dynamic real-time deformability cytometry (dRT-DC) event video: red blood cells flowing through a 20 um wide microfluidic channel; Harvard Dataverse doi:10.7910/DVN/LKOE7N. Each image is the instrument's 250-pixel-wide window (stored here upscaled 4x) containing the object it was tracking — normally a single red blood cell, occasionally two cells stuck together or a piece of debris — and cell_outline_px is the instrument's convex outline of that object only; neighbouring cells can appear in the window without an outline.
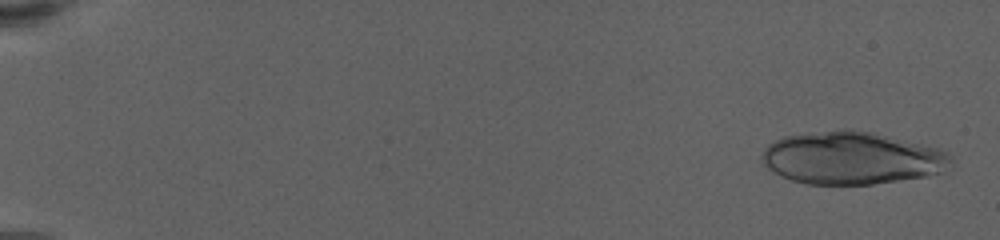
{"species": "human", "species_latin": "Homo sapiens", "temperature_condition": "warm", "stored_images_in_passage": 24, "camera_frame_rate_fps": 3000, "um_per_image_px": 0.085, "donor": {"sex": "female"}, "frame": {"image": 1, "passage_image": 2, "time_ms": 0.333, "image_size_px": [1000, 240], "cell_outline_px": [[952, 160], [940, 172], [924, 176], [872, 184], [804, 184], [780, 176], [768, 168], [764, 164], [760, 156], [764, 148], [768, 144], [784, 136], [840, 128], [844, 128], [872, 132], [936, 148], [948, 152], [952, 156]], "centroid_in_image_um": [72.33, 13.42], "position_along_channel_um": 12.7, "area_um2": 57.68}}
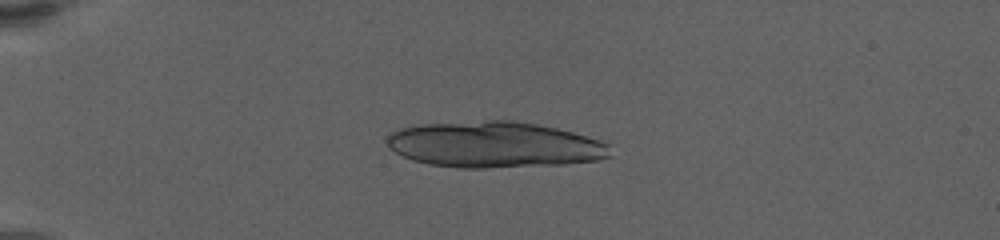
{"frame": {"image": 2, "passage_image": 16, "time_ms": 5.0, "image_size_px": [1000, 240], "cell_outline_px": [[612, 144], [608, 156], [600, 160], [564, 164], [484, 168], [460, 168], [428, 164], [412, 160], [388, 148], [384, 140], [392, 132], [400, 128], [424, 124], [488, 120], [512, 120], [536, 124], [556, 128], [572, 132], [600, 140]], "centroid_in_image_um": [42.02, 12.3], "position_along_channel_um": 43.0, "area_um2": 60.0}}